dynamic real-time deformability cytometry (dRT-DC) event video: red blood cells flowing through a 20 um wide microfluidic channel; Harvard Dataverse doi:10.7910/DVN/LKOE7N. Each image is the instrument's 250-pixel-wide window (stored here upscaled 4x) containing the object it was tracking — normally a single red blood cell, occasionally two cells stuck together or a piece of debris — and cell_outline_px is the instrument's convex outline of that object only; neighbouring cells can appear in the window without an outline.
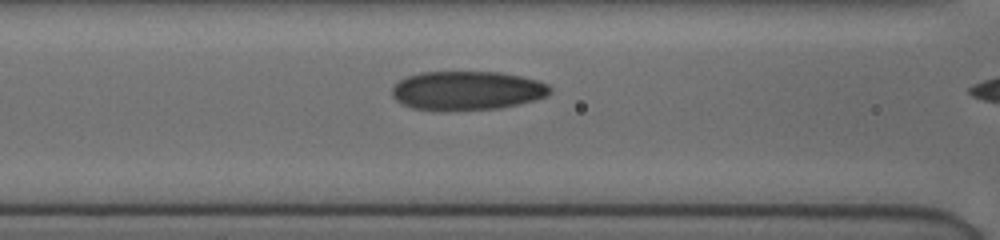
{"species": "human", "species_latin": "Homo sapiens", "temperature_condition": "cold", "stored_images_in_passage": 23, "camera_frame_rate_fps": 3000, "um_per_image_px": 0.085, "donor": {"sex": "female"}, "frame": {"image": 1, "passage_image": 18, "time_ms": 5.667, "image_size_px": [1000, 240], "cell_outline_px": [[552, 92], [548, 96], [536, 100], [520, 104], [500, 108], [412, 108], [396, 100], [392, 96], [392, 84], [408, 76], [420, 72], [500, 72], [520, 76], [536, 80], [548, 84], [552, 88]], "centroid_in_image_um": [39.75, 7.66], "position_along_channel_um": 126.9, "area_um2": 35.26}}
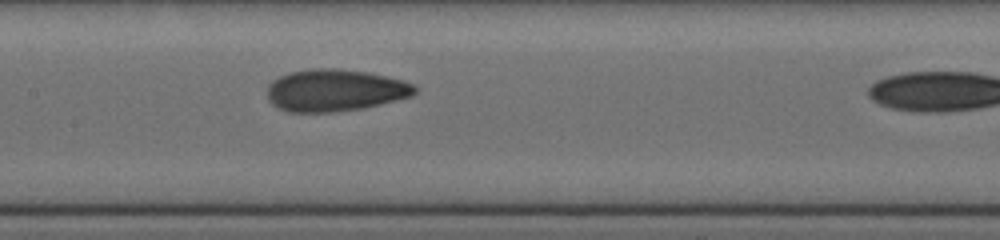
{"frame": {"image": 2, "passage_image": 22, "time_ms": 7.0, "image_size_px": [1000, 240], "cell_outline_px": [[420, 88], [412, 96], [364, 108], [332, 112], [288, 112], [272, 104], [268, 100], [268, 84], [272, 80], [288, 72], [316, 68], [336, 68], [368, 72], [404, 80], [416, 84]], "centroid_in_image_um": [28.51, 7.67], "position_along_channel_um": 178.9, "area_um2": 36.47}}